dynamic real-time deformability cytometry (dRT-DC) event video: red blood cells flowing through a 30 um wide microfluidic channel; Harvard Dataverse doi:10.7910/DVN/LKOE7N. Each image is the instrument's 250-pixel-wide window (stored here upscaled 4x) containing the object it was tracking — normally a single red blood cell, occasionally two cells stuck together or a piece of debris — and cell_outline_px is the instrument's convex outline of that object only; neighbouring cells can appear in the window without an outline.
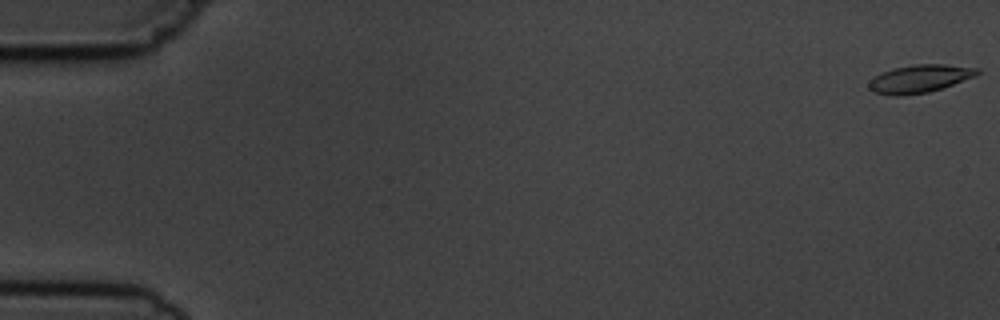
{"species": "common noctule bat (a hibernating species)", "species_latin": "Nyctalus noctula", "temperature_condition": "cold", "stored_images_in_passage": 6, "camera_frame_rate_fps": 3000, "um_per_image_px": 0.085, "animal": {"sex": "male", "body_mass_g": 19.5, "forearm_length_mm": 54.6}, "frame": {"image": 1, "passage_image": 1, "time_ms": 0.0, "image_size_px": [1000, 320], "cell_outline_px": [[980, 72], [976, 76], [928, 92], [900, 96], [896, 96], [872, 92], [868, 88], [868, 84], [880, 72], [892, 68], [912, 64], [944, 64], [980, 68]], "centroid_in_image_um": [78.15, 6.68], "position_along_channel_um": 6.8, "area_um2": 17.63}}
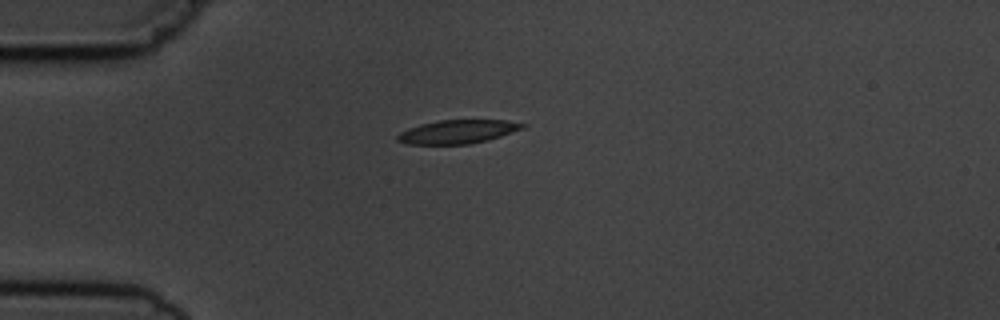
{"frame": {"image": 2, "passage_image": 5, "time_ms": 4.667, "image_size_px": [1000, 320], "cell_outline_px": [[528, 124], [524, 128], [488, 140], [468, 144], [408, 144], [396, 140], [396, 136], [400, 132], [408, 128], [420, 124], [440, 120], [508, 120]], "centroid_in_image_um": [38.9, 11.19], "position_along_channel_um": 46.1, "area_um2": 17.22}}